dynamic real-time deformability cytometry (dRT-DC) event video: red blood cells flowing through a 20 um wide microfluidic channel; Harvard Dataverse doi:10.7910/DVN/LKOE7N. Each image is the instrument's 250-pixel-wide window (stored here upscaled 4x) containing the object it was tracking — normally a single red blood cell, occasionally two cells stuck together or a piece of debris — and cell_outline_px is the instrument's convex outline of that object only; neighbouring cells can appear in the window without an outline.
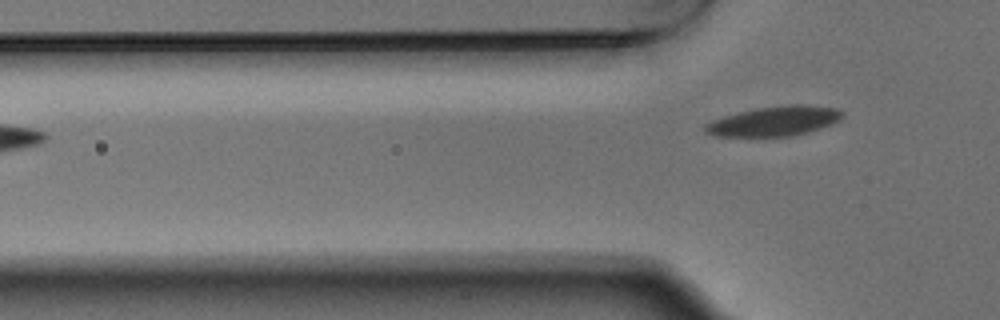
{"species": "Egyptian fruit bat (a non-hibernating species)", "species_latin": "Rousettus aegyptiacus", "temperature_condition": "warm", "stored_images_in_passage": 5, "camera_frame_rate_fps": 3000, "um_per_image_px": 0.085, "animal": {"sex": "male"}, "frame": {"image": 1, "passage_image": 5, "time_ms": 1.333, "image_size_px": [1000, 320], "cell_outline_px": [[844, 116], [840, 120], [832, 124], [808, 132], [792, 136], [712, 136], [704, 132], [704, 124], [712, 120], [724, 116], [756, 108], [788, 104], [804, 104], [836, 108], [844, 112]], "centroid_in_image_um": [65.83, 10.29], "position_along_channel_um": 60.0, "area_um2": 23.93}}